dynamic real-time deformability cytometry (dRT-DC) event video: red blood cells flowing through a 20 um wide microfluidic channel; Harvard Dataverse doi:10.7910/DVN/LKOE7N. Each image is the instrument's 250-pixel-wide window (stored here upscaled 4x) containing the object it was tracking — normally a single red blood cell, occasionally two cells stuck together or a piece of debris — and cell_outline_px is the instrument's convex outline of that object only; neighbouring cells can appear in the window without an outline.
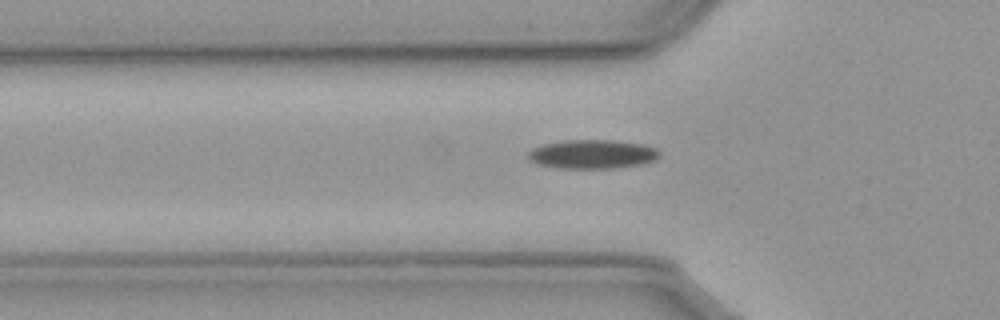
{"species": "common noctule bat (a hibernating species)", "species_latin": "Nyctalus noctula", "temperature_condition": "cold", "stored_images_in_passage": 37, "camera_frame_rate_fps": 3000, "um_per_image_px": 0.085, "animal": {"sex": "male", "body_mass_g": 23.1, "forearm_length_mm": 52.7}, "frame": {"image": 1, "passage_image": 2, "time_ms": 0.333, "image_size_px": [1000, 320], "cell_outline_px": [[660, 156], [652, 160], [636, 164], [612, 168], [560, 168], [536, 164], [528, 160], [528, 152], [532, 148], [544, 144], [564, 140], [612, 140], [644, 144], [656, 148], [660, 152]], "centroid_in_image_um": [50.3, 13.09], "position_along_channel_um": 75.5, "area_um2": 22.02}}
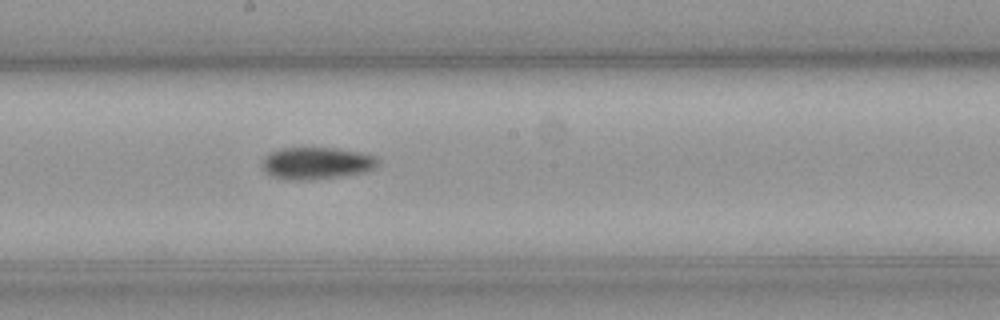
{"frame": {"image": 2, "passage_image": 14, "time_ms": 4.333, "image_size_px": [1000, 320], "cell_outline_px": [[380, 164], [376, 168], [368, 172], [312, 180], [296, 180], [272, 176], [260, 164], [264, 156], [268, 152], [280, 148], [340, 148], [376, 156], [380, 160]], "centroid_in_image_um": [26.95, 13.86], "position_along_channel_um": 221.2, "area_um2": 21.91}}
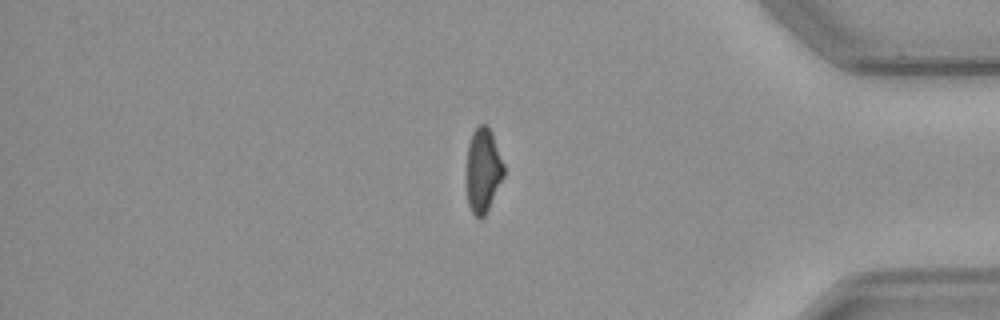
{"frame": {"image": 3, "passage_image": 31, "time_ms": 10.0, "image_size_px": [1000, 320], "cell_outline_px": [[504, 176], [484, 216], [480, 220], [472, 212], [468, 204], [468, 144], [472, 132], [480, 124], [488, 124], [504, 164]], "centroid_in_image_um": [41.08, 14.45], "position_along_channel_um": 394.1, "area_um2": 17.92}, "authors_computed_cell_mechanics": {"area_um2": 20.808, "velocity_mm_per_s": 3.6048, "shape_relaxation_time_tau1_ms": 5.6567, "shape_relaxation_time_tau2_ms": null, "deformation_change_tau1": 0.1356, "deformation_change_tau2": null}}